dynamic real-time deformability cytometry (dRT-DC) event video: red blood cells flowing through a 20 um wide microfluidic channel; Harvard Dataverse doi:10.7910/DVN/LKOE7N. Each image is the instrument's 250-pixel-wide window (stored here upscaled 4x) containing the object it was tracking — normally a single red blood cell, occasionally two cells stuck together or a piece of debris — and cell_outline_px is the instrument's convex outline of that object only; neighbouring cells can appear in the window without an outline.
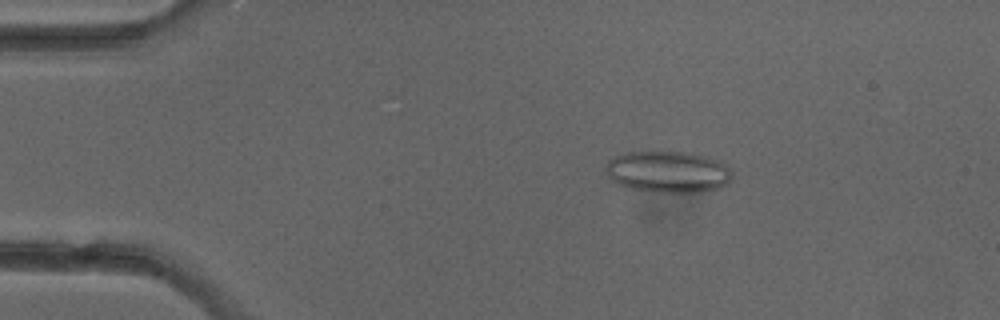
{"species": "common noctule bat (a hibernating species)", "species_latin": "Nyctalus noctula", "temperature_condition": "cold", "stored_images_in_passage": 4, "camera_frame_rate_fps": 3000, "um_per_image_px": 0.085, "animal": {"sex": "female"}, "frame": {"image": 1, "passage_image": 3, "time_ms": 2.333, "image_size_px": [1000, 320], "cell_outline_px": [[732, 176], [728, 184], [720, 188], [700, 192], [652, 192], [624, 188], [612, 180], [608, 176], [604, 168], [604, 164], [608, 160], [624, 152], [688, 152], [704, 156], [716, 160], [724, 164], [732, 172]], "centroid_in_image_um": [56.73, 14.62], "position_along_channel_um": 28.3, "area_um2": 30.92}}